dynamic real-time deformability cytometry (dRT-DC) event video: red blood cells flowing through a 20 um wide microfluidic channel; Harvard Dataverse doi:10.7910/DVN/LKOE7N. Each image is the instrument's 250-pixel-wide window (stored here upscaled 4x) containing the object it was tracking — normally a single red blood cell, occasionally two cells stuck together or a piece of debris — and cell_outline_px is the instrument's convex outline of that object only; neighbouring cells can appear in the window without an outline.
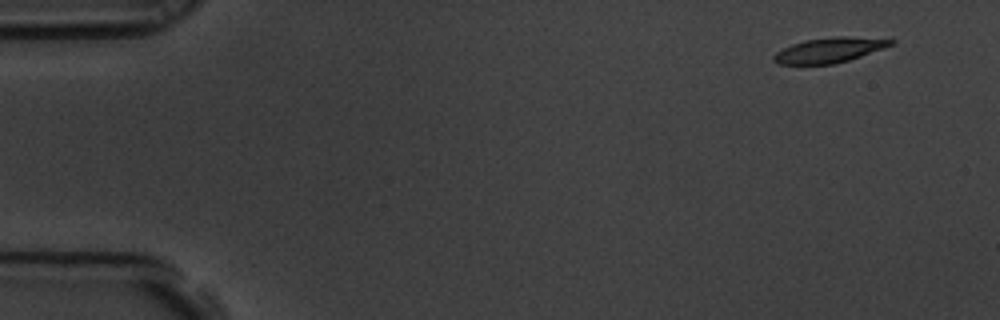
{"species": "common noctule bat (a hibernating species)", "species_latin": "Nyctalus noctula", "temperature_condition": "room temperature", "stored_images_in_passage": 4, "camera_frame_rate_fps": 3000, "um_per_image_px": 0.085, "animal": {"sex": "male", "body_mass_g": 19.5, "forearm_length_mm": 54.6}, "frame": {"image": 1, "passage_image": 1, "time_ms": 0.0, "image_size_px": [1000, 320], "cell_outline_px": [[896, 40], [892, 44], [884, 48], [848, 60], [832, 64], [776, 64], [772, 60], [772, 56], [776, 52], [792, 44], [804, 40], [836, 36], [848, 36]], "centroid_in_image_um": [70.45, 4.26], "position_along_channel_um": 14.5, "area_um2": 16.94}}